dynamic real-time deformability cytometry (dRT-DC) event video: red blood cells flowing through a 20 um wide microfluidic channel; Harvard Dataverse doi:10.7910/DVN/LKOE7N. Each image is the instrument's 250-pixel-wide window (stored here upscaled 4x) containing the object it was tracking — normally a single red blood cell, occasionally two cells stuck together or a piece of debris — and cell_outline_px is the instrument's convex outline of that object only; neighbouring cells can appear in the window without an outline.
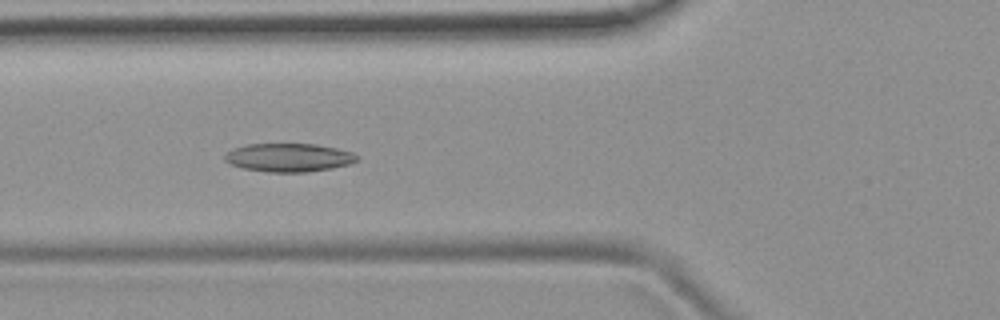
{"species": "common noctule bat (a hibernating species)", "species_latin": "Nyctalus noctula", "temperature_condition": "room temperature", "stored_images_in_passage": 5, "camera_frame_rate_fps": 3000, "um_per_image_px": 0.085, "animal": {"sex": "female", "body_mass_g": 19.9}, "frame": {"image": 1, "passage_image": 4, "time_ms": 3.333, "image_size_px": [1000, 320], "cell_outline_px": [[360, 160], [352, 164], [332, 168], [308, 172], [268, 172], [244, 168], [228, 164], [224, 160], [224, 156], [228, 152], [236, 148], [248, 144], [316, 144], [336, 148], [352, 152], [360, 156]], "centroid_in_image_um": [24.61, 13.4], "position_along_channel_um": 101.2, "area_um2": 22.02}}
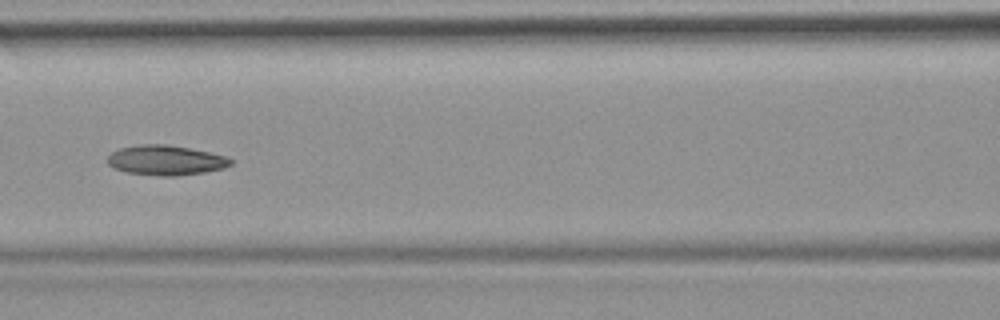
{"frame": {"image": 2, "passage_image": 5, "time_ms": 4.667, "image_size_px": [1000, 320], "cell_outline_px": [[232, 164], [224, 168], [204, 172], [176, 176], [160, 176], [128, 172], [112, 168], [108, 164], [108, 156], [112, 152], [120, 148], [136, 144], [168, 144], [208, 152], [224, 156], [232, 160]], "centroid_in_image_um": [14.06, 13.62], "position_along_channel_um": 152.5, "area_um2": 21.39}}